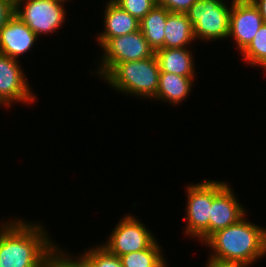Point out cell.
<instances>
[{"label":"cell","instance_id":"1","mask_svg":"<svg viewBox=\"0 0 266 267\" xmlns=\"http://www.w3.org/2000/svg\"><path fill=\"white\" fill-rule=\"evenodd\" d=\"M9 220L0 223V267H45L56 243L43 223Z\"/></svg>","mask_w":266,"mask_h":267},{"label":"cell","instance_id":"2","mask_svg":"<svg viewBox=\"0 0 266 267\" xmlns=\"http://www.w3.org/2000/svg\"><path fill=\"white\" fill-rule=\"evenodd\" d=\"M204 243L212 251L206 264L250 266L266 256V227L247 221L245 215Z\"/></svg>","mask_w":266,"mask_h":267},{"label":"cell","instance_id":"3","mask_svg":"<svg viewBox=\"0 0 266 267\" xmlns=\"http://www.w3.org/2000/svg\"><path fill=\"white\" fill-rule=\"evenodd\" d=\"M159 74V63L154 54L143 60L118 63L102 80L117 93L154 100Z\"/></svg>","mask_w":266,"mask_h":267},{"label":"cell","instance_id":"4","mask_svg":"<svg viewBox=\"0 0 266 267\" xmlns=\"http://www.w3.org/2000/svg\"><path fill=\"white\" fill-rule=\"evenodd\" d=\"M227 184L226 181L203 180L186 187L185 234L204 244L209 238V219L213 197ZM199 239V240H198Z\"/></svg>","mask_w":266,"mask_h":267},{"label":"cell","instance_id":"5","mask_svg":"<svg viewBox=\"0 0 266 267\" xmlns=\"http://www.w3.org/2000/svg\"><path fill=\"white\" fill-rule=\"evenodd\" d=\"M196 0L186 12L193 26L194 37L208 42L226 40L229 34V15L232 0Z\"/></svg>","mask_w":266,"mask_h":267},{"label":"cell","instance_id":"6","mask_svg":"<svg viewBox=\"0 0 266 267\" xmlns=\"http://www.w3.org/2000/svg\"><path fill=\"white\" fill-rule=\"evenodd\" d=\"M100 47L103 49V54L100 56L96 75L101 80L118 63L143 60L155 54L141 30L107 39Z\"/></svg>","mask_w":266,"mask_h":267},{"label":"cell","instance_id":"7","mask_svg":"<svg viewBox=\"0 0 266 267\" xmlns=\"http://www.w3.org/2000/svg\"><path fill=\"white\" fill-rule=\"evenodd\" d=\"M69 0H21L14 14L40 38L59 31L66 20L64 4Z\"/></svg>","mask_w":266,"mask_h":267},{"label":"cell","instance_id":"8","mask_svg":"<svg viewBox=\"0 0 266 267\" xmlns=\"http://www.w3.org/2000/svg\"><path fill=\"white\" fill-rule=\"evenodd\" d=\"M123 216L108 239L101 243L110 253L118 257L147 249L156 240L149 227L139 218L130 213Z\"/></svg>","mask_w":266,"mask_h":267},{"label":"cell","instance_id":"9","mask_svg":"<svg viewBox=\"0 0 266 267\" xmlns=\"http://www.w3.org/2000/svg\"><path fill=\"white\" fill-rule=\"evenodd\" d=\"M19 62L0 53V103L5 108L15 103L32 104L37 99Z\"/></svg>","mask_w":266,"mask_h":267},{"label":"cell","instance_id":"10","mask_svg":"<svg viewBox=\"0 0 266 267\" xmlns=\"http://www.w3.org/2000/svg\"><path fill=\"white\" fill-rule=\"evenodd\" d=\"M263 23L258 8L251 0H232L228 38H233L239 53L249 45Z\"/></svg>","mask_w":266,"mask_h":267},{"label":"cell","instance_id":"11","mask_svg":"<svg viewBox=\"0 0 266 267\" xmlns=\"http://www.w3.org/2000/svg\"><path fill=\"white\" fill-rule=\"evenodd\" d=\"M231 184L227 183L214 197L209 219V237L234 223H237L248 211L235 197ZM247 213V214H246Z\"/></svg>","mask_w":266,"mask_h":267},{"label":"cell","instance_id":"12","mask_svg":"<svg viewBox=\"0 0 266 267\" xmlns=\"http://www.w3.org/2000/svg\"><path fill=\"white\" fill-rule=\"evenodd\" d=\"M39 37L15 14L0 30V53L20 60L30 52Z\"/></svg>","mask_w":266,"mask_h":267},{"label":"cell","instance_id":"13","mask_svg":"<svg viewBox=\"0 0 266 267\" xmlns=\"http://www.w3.org/2000/svg\"><path fill=\"white\" fill-rule=\"evenodd\" d=\"M104 29L96 34L99 47L107 40L116 36L126 35L140 30V21L122 9L113 0H108L103 12Z\"/></svg>","mask_w":266,"mask_h":267},{"label":"cell","instance_id":"14","mask_svg":"<svg viewBox=\"0 0 266 267\" xmlns=\"http://www.w3.org/2000/svg\"><path fill=\"white\" fill-rule=\"evenodd\" d=\"M186 48H160L155 51L160 72L174 73L183 77H197L193 52Z\"/></svg>","mask_w":266,"mask_h":267},{"label":"cell","instance_id":"15","mask_svg":"<svg viewBox=\"0 0 266 267\" xmlns=\"http://www.w3.org/2000/svg\"><path fill=\"white\" fill-rule=\"evenodd\" d=\"M195 77H183L174 73L160 72L158 88L154 101L176 106L184 102L192 92Z\"/></svg>","mask_w":266,"mask_h":267},{"label":"cell","instance_id":"16","mask_svg":"<svg viewBox=\"0 0 266 267\" xmlns=\"http://www.w3.org/2000/svg\"><path fill=\"white\" fill-rule=\"evenodd\" d=\"M164 34V48H186L197 41L186 13L169 12Z\"/></svg>","mask_w":266,"mask_h":267},{"label":"cell","instance_id":"17","mask_svg":"<svg viewBox=\"0 0 266 267\" xmlns=\"http://www.w3.org/2000/svg\"><path fill=\"white\" fill-rule=\"evenodd\" d=\"M168 13L169 11L165 7L156 4L154 8L140 20V30L149 46L154 51L164 48V27L166 25Z\"/></svg>","mask_w":266,"mask_h":267},{"label":"cell","instance_id":"18","mask_svg":"<svg viewBox=\"0 0 266 267\" xmlns=\"http://www.w3.org/2000/svg\"><path fill=\"white\" fill-rule=\"evenodd\" d=\"M156 239L147 249L120 256L122 267H163L167 261Z\"/></svg>","mask_w":266,"mask_h":267},{"label":"cell","instance_id":"19","mask_svg":"<svg viewBox=\"0 0 266 267\" xmlns=\"http://www.w3.org/2000/svg\"><path fill=\"white\" fill-rule=\"evenodd\" d=\"M242 60L251 67L260 66L266 72V24L263 23L249 45L241 52Z\"/></svg>","mask_w":266,"mask_h":267},{"label":"cell","instance_id":"20","mask_svg":"<svg viewBox=\"0 0 266 267\" xmlns=\"http://www.w3.org/2000/svg\"><path fill=\"white\" fill-rule=\"evenodd\" d=\"M79 255L89 267H122L120 258L110 253L104 246L94 245Z\"/></svg>","mask_w":266,"mask_h":267},{"label":"cell","instance_id":"21","mask_svg":"<svg viewBox=\"0 0 266 267\" xmlns=\"http://www.w3.org/2000/svg\"><path fill=\"white\" fill-rule=\"evenodd\" d=\"M58 247L59 245H56L48 255L45 267H89L80 255L74 256L68 251L65 252L61 246Z\"/></svg>","mask_w":266,"mask_h":267},{"label":"cell","instance_id":"22","mask_svg":"<svg viewBox=\"0 0 266 267\" xmlns=\"http://www.w3.org/2000/svg\"><path fill=\"white\" fill-rule=\"evenodd\" d=\"M137 20H141L156 5V0H113Z\"/></svg>","mask_w":266,"mask_h":267},{"label":"cell","instance_id":"23","mask_svg":"<svg viewBox=\"0 0 266 267\" xmlns=\"http://www.w3.org/2000/svg\"><path fill=\"white\" fill-rule=\"evenodd\" d=\"M196 0H156V4L169 12L186 13Z\"/></svg>","mask_w":266,"mask_h":267},{"label":"cell","instance_id":"24","mask_svg":"<svg viewBox=\"0 0 266 267\" xmlns=\"http://www.w3.org/2000/svg\"><path fill=\"white\" fill-rule=\"evenodd\" d=\"M15 5L9 0H0V30L14 16Z\"/></svg>","mask_w":266,"mask_h":267},{"label":"cell","instance_id":"25","mask_svg":"<svg viewBox=\"0 0 266 267\" xmlns=\"http://www.w3.org/2000/svg\"><path fill=\"white\" fill-rule=\"evenodd\" d=\"M254 5L258 8L263 22L266 24V0H251Z\"/></svg>","mask_w":266,"mask_h":267},{"label":"cell","instance_id":"26","mask_svg":"<svg viewBox=\"0 0 266 267\" xmlns=\"http://www.w3.org/2000/svg\"><path fill=\"white\" fill-rule=\"evenodd\" d=\"M205 267H249V266H234V265H214V264H206Z\"/></svg>","mask_w":266,"mask_h":267},{"label":"cell","instance_id":"27","mask_svg":"<svg viewBox=\"0 0 266 267\" xmlns=\"http://www.w3.org/2000/svg\"><path fill=\"white\" fill-rule=\"evenodd\" d=\"M9 1L12 2L15 5L17 2H19L21 0H9Z\"/></svg>","mask_w":266,"mask_h":267}]
</instances>
